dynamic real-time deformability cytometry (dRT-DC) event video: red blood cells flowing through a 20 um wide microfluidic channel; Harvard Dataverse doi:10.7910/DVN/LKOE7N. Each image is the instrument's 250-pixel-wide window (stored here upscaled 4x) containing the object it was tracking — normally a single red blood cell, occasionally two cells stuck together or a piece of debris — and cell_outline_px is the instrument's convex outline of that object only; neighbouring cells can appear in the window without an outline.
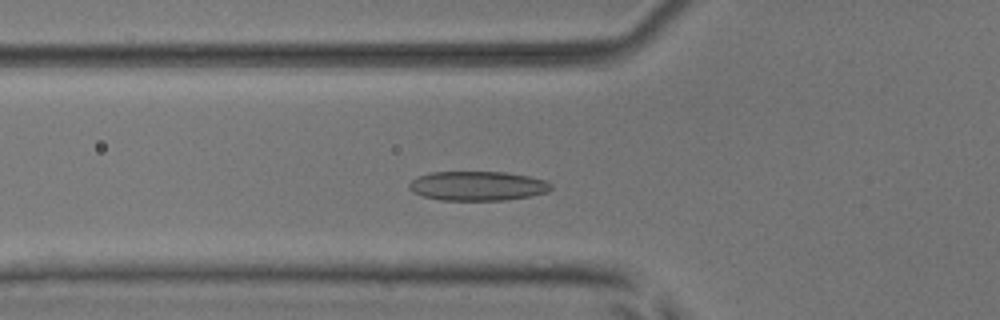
{"species": "common noctule bat (a hibernating species)", "species_latin": "Nyctalus noctula", "temperature_condition": "room temperature", "stored_images_in_passage": 40, "camera_frame_rate_fps": 3000, "um_per_image_px": 0.085, "animal": {"sex": "male", "body_mass_g": 17.9, "forearm_length_mm": 54.2}, "frame": {"image": 1, "passage_image": 5, "time_ms": 1.333, "image_size_px": [1000, 320], "cell_outline_px": [[552, 188], [548, 192], [532, 196], [504, 200], [440, 200], [424, 196], [412, 192], [408, 188], [408, 184], [416, 176], [432, 172], [504, 172], [528, 176], [548, 180], [552, 184]], "centroid_in_image_um": [40.61, 15.8], "position_along_channel_um": 85.2, "area_um2": 24.51}}
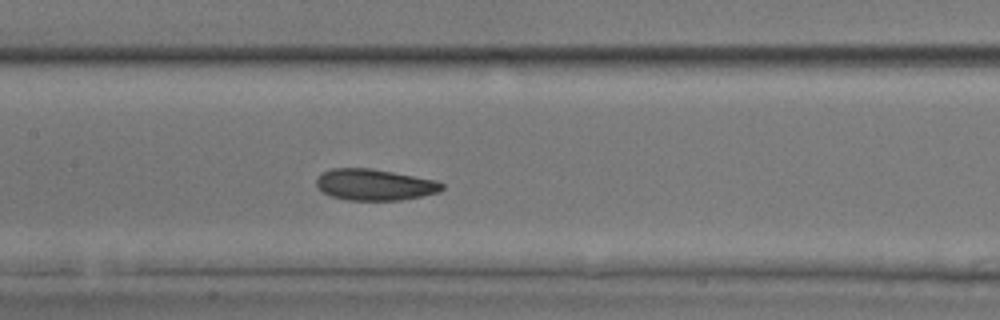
{"frame": {"image": 2, "passage_image": 12, "time_ms": 3.667, "image_size_px": [1000, 320], "cell_outline_px": [[444, 188], [440, 192], [400, 200], [348, 200], [332, 196], [320, 192], [316, 188], [316, 180], [324, 172], [332, 168], [372, 168], [436, 180], [444, 184]], "centroid_in_image_um": [31.83, 15.7], "position_along_channel_um": 175.6, "area_um2": 22.95}}
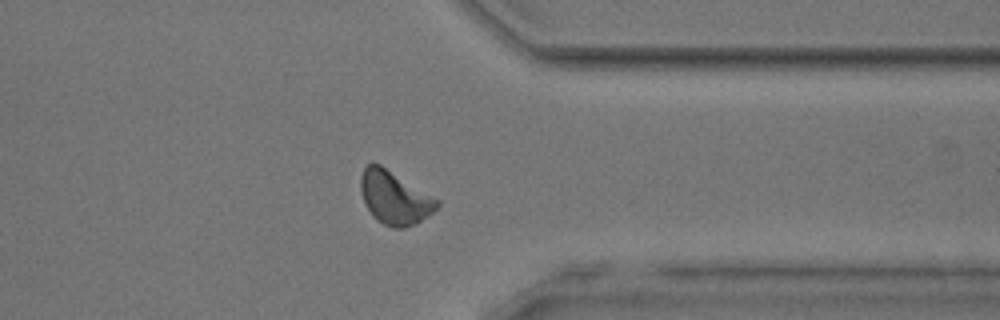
{"frame": {"image": 3, "passage_image": 28, "time_ms": 9.0, "image_size_px": [1000, 320], "cell_outline_px": [[440, 204], [432, 212], [416, 224], [404, 228], [392, 228], [376, 220], [372, 216], [364, 204], [360, 192], [360, 176], [364, 168], [368, 164], [380, 164], [440, 200]], "centroid_in_image_um": [33.51, 16.82], "position_along_channel_um": 377.9, "area_um2": 23.76}, "authors_computed_cell_mechanics": {"area_um2": 22.5709, "velocity_mm_per_s": 3.8784, "shape_relaxation_time_tau1_ms": 3.1218, "shape_relaxation_time_tau2_ms": 2.4271, "deformation_change_tau1": 0.1008, "deformation_change_tau2": 0.0859}}